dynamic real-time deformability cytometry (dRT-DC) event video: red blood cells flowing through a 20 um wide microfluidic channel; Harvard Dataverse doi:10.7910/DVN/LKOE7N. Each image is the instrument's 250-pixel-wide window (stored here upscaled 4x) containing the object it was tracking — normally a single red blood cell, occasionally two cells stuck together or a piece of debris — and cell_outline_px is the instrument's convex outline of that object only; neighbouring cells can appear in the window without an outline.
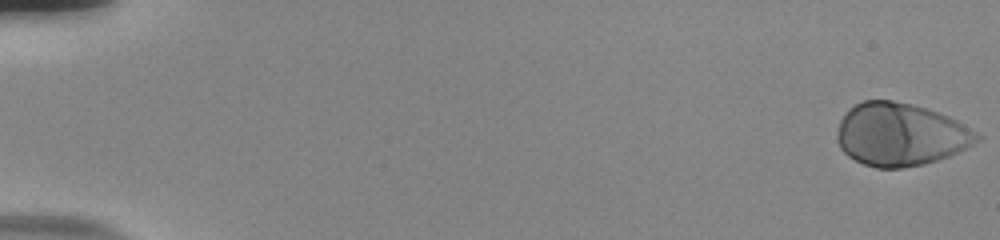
{"species": "human", "species_latin": "Homo sapiens", "temperature_condition": "room temperature", "stored_images_in_passage": 55, "camera_frame_rate_fps": 3000, "um_per_image_px": 0.085, "donor": {"sex": "male"}, "frame": {"image": 1, "passage_image": 1, "time_ms": 0.0, "image_size_px": [1000, 240], "cell_outline_px": [[984, 136], [968, 148], [948, 156], [924, 164], [900, 168], [876, 168], [864, 164], [848, 156], [840, 148], [836, 140], [836, 136], [840, 120], [848, 108], [864, 100], [892, 100], [912, 104], [928, 108], [948, 116], [956, 120]], "centroid_in_image_um": [76.53, 11.43], "position_along_channel_um": 8.5, "area_um2": 51.44}}
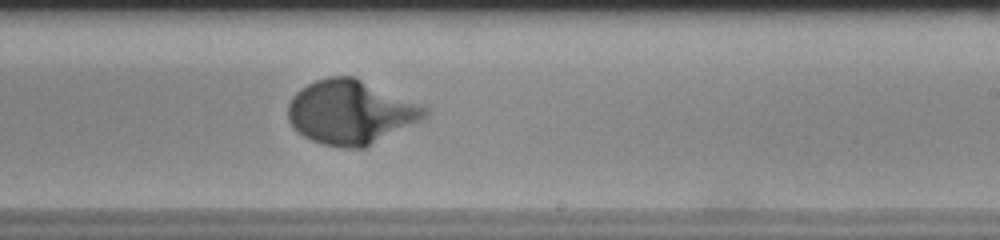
{"frame": {"image": 2, "passage_image": 36, "time_ms": 11.667, "image_size_px": [1000, 240], "cell_outline_px": [[428, 116], [364, 148], [344, 148], [324, 144], [312, 140], [296, 132], [292, 128], [288, 120], [288, 104], [292, 96], [300, 88], [316, 80], [328, 76], [352, 76], [428, 108]], "centroid_in_image_um": [29.74, 9.54], "position_along_channel_um": 259.3, "area_um2": 50.52}}
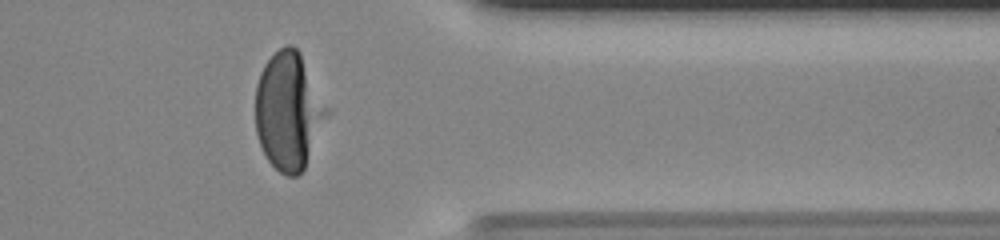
{"frame": {"image": 3, "passage_image": 47, "time_ms": 15.333, "image_size_px": [1000, 240], "cell_outline_px": [[312, 112], [308, 144], [304, 168], [296, 176], [288, 176], [280, 172], [268, 160], [260, 144], [256, 132], [256, 84], [260, 72], [264, 64], [280, 48], [288, 44], [292, 44], [300, 52], [312, 108]], "centroid_in_image_um": [24.13, 9.43], "position_along_channel_um": 387.3, "area_um2": 41.21}}